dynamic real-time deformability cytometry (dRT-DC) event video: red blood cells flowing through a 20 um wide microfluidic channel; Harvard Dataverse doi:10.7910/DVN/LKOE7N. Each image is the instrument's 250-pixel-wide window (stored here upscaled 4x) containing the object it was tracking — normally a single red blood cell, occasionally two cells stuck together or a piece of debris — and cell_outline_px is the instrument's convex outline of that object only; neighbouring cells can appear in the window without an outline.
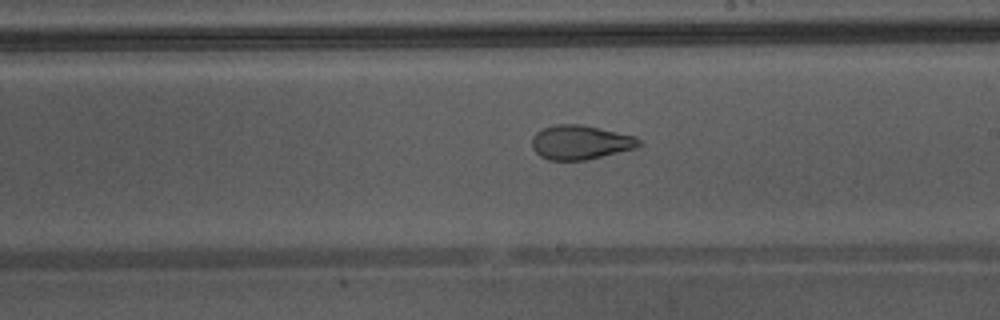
{"species": "Egyptian fruit bat (a non-hibernating species)", "species_latin": "Rousettus aegyptiacus", "temperature_condition": "warm", "stored_images_in_passage": 38, "camera_frame_rate_fps": 3000, "um_per_image_px": 0.085, "animal": {"sex": "male"}, "frame": {"image": 1, "passage_image": 27, "time_ms": 8.667, "image_size_px": [1000, 320], "cell_outline_px": [[644, 144], [636, 148], [584, 160], [548, 160], [540, 156], [532, 148], [532, 136], [536, 132], [544, 128], [556, 124], [580, 124], [600, 128], [636, 136]], "centroid_in_image_um": [49.34, 12.09], "position_along_channel_um": 239.7, "area_um2": 21.39}}